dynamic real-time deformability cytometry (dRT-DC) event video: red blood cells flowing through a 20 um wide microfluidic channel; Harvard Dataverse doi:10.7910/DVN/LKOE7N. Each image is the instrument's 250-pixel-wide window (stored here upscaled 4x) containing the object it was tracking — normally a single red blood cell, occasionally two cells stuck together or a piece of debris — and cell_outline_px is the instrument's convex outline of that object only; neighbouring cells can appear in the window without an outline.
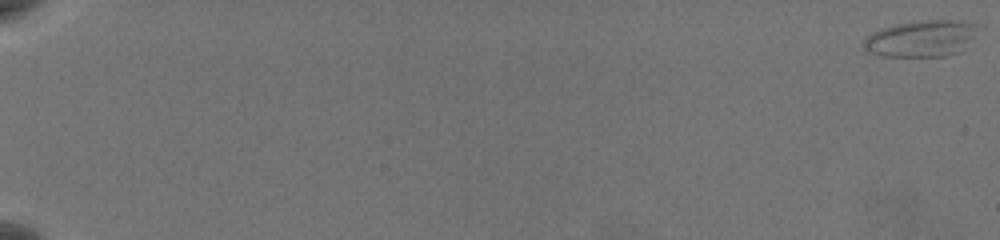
{"species": "common noctule bat (a hibernating species)", "species_latin": "Nyctalus noctula", "temperature_condition": "warm", "stored_images_in_passage": 61, "camera_frame_rate_fps": 3000, "um_per_image_px": 0.085, "animal": {"sex": "female", "body_mass_g": 19.5, "forearm_length_mm": 54.1}, "frame": {"image": 1, "passage_image": 1, "time_ms": 0.0, "image_size_px": [1000, 240], "cell_outline_px": [[984, 28], [952, 52], [944, 56], [884, 56], [868, 52], [860, 44], [872, 32], [880, 28], [896, 24], [928, 20], [948, 20], [972, 24]], "centroid_in_image_um": [78.2, 3.26], "position_along_channel_um": 6.8, "area_um2": 23.58}}
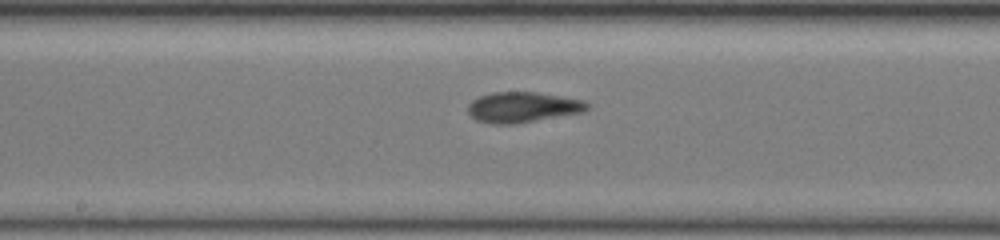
{"frame": {"image": 2, "passage_image": 37, "time_ms": 12.0, "image_size_px": [1000, 240], "cell_outline_px": [[592, 104], [584, 112], [516, 124], [492, 124], [476, 120], [468, 112], [468, 104], [472, 100], [480, 96], [492, 92], [536, 92], [584, 100]], "centroid_in_image_um": [44.45, 9.11], "position_along_channel_um": 203.7, "area_um2": 21.33}}
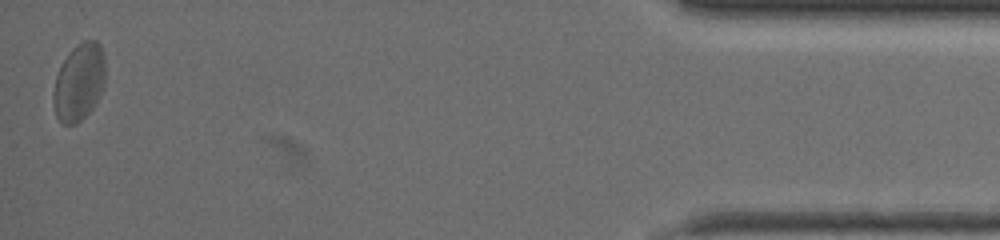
{"frame": {"image": 3, "passage_image": 61, "time_ms": 20.0, "image_size_px": [1000, 240], "cell_outline_px": [[104, 84], [92, 108], [76, 124], [60, 124], [56, 116], [52, 100], [52, 92], [56, 76], [68, 52], [76, 44], [84, 40], [96, 40], [100, 44], [104, 56]], "centroid_in_image_um": [6.69, 6.97], "position_along_channel_um": 428.5, "area_um2": 23.35}, "authors_computed_cell_mechanics": {"area_um2": 21.0392, "velocity_mm_per_s": 3.6982, "shape_relaxation_time_tau1_ms": 6.8198, "shape_relaxation_time_tau2_ms": 1.7119, "deformation_change_tau1": 0.1701, "deformation_change_tau2": 0.085}}